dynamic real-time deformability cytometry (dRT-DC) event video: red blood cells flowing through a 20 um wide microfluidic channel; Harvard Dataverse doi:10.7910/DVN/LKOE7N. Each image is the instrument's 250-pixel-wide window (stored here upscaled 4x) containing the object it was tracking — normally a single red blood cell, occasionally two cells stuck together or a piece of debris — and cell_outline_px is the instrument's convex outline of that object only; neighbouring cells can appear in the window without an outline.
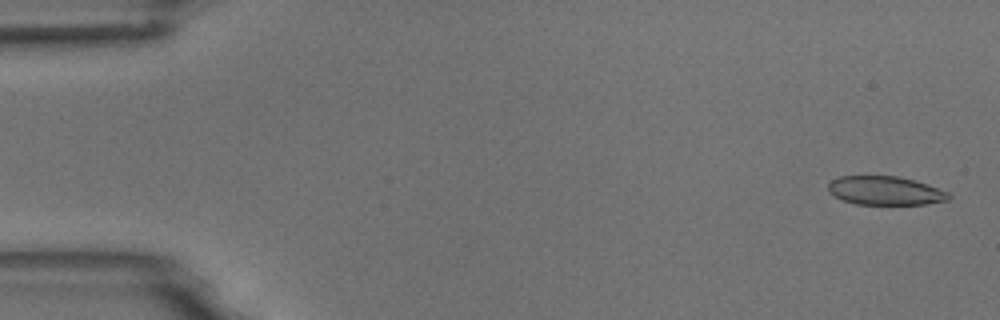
{"species": "common noctule bat (a hibernating species)", "species_latin": "Nyctalus noctula", "temperature_condition": "room temperature", "stored_images_in_passage": 6, "camera_frame_rate_fps": 3000, "um_per_image_px": 0.085, "animal": {"sex": "male", "body_mass_g": 18.8}, "frame": {"image": 1, "passage_image": 1, "time_ms": 0.0, "image_size_px": [1000, 320], "cell_outline_px": [[952, 196], [948, 200], [924, 204], [856, 204], [844, 200], [828, 192], [828, 184], [832, 180], [840, 176], [896, 176], [912, 180], [948, 192]], "centroid_in_image_um": [75.22, 16.21], "position_along_channel_um": 9.8, "area_um2": 19.83}}